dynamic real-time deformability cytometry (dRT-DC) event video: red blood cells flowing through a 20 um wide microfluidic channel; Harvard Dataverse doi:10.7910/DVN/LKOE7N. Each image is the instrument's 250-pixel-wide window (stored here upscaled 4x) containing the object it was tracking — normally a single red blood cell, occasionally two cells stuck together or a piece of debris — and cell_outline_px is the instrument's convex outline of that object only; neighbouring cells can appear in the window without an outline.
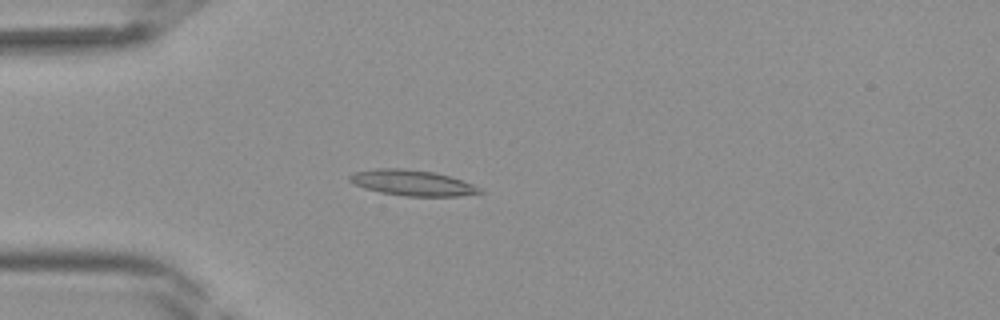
{"species": "Egyptian fruit bat (a non-hibernating species)", "species_latin": "Rousettus aegyptiacus", "temperature_condition": "room temperature", "stored_images_in_passage": 41, "camera_frame_rate_fps": 3000, "um_per_image_px": 0.085, "frame": {"image": 1, "passage_image": 11, "time_ms": 3.333, "image_size_px": [1000, 320], "cell_outline_px": [[484, 192], [460, 196], [404, 196], [380, 192], [364, 188], [348, 180], [348, 176], [352, 172], [376, 168], [404, 168], [432, 172], [452, 176], [472, 184], [480, 188]], "centroid_in_image_um": [35.02, 15.53], "position_along_channel_um": 50.0, "area_um2": 19.54}}
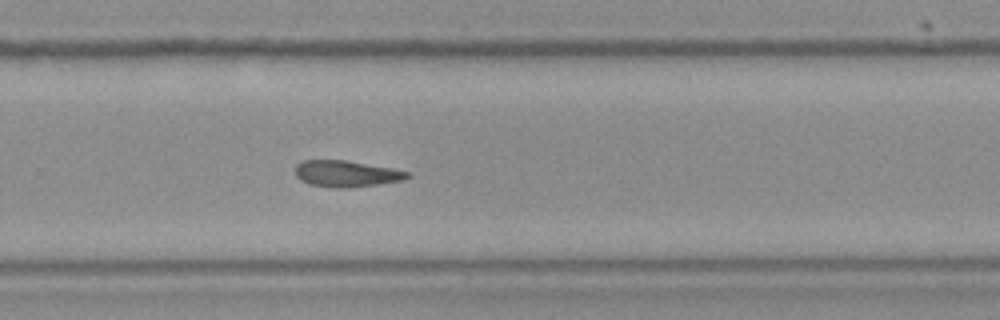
{"frame": {"image": 2, "passage_image": 27, "time_ms": 8.667, "image_size_px": [1000, 320], "cell_outline_px": [[412, 176], [404, 180], [376, 184], [344, 188], [332, 188], [308, 184], [300, 180], [296, 176], [296, 164], [304, 160], [344, 160], [392, 168], [408, 172]], "centroid_in_image_um": [29.42, 14.77], "position_along_channel_um": 300.4, "area_um2": 17.17}}
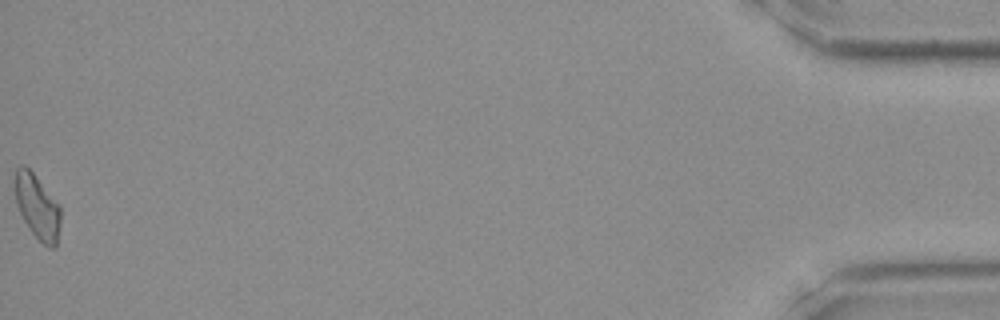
{"frame": {"image": 3, "passage_image": 41, "time_ms": 13.333, "image_size_px": [1000, 320], "cell_outline_px": [[60, 224], [56, 248], [48, 248], [32, 232], [24, 220], [16, 204], [12, 184], [16, 168], [24, 164], [32, 172], [60, 204]], "centroid_in_image_um": [3.15, 17.54], "position_along_channel_um": 432.1, "area_um2": 17.4}}